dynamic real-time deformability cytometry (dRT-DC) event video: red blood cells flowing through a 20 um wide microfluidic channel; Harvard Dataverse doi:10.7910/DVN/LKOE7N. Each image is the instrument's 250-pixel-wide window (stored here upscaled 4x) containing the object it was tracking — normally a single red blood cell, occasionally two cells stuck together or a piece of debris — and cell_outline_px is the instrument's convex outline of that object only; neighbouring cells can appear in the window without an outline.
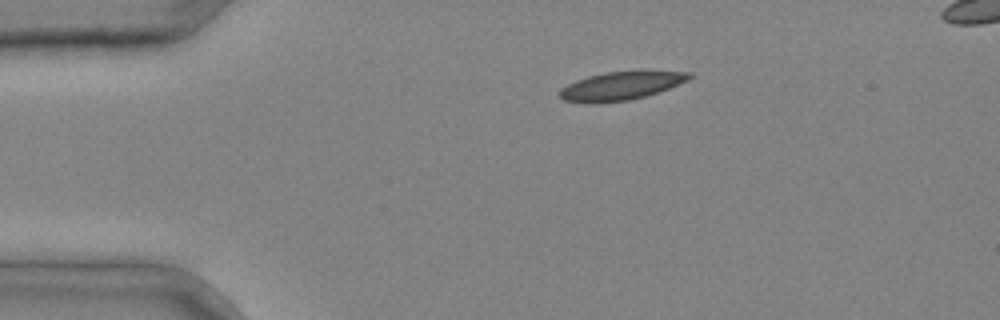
{"species": "common noctule bat (a hibernating species)", "species_latin": "Nyctalus noctula", "temperature_condition": "cold", "stored_images_in_passage": 3, "segment_of_instrument_passage": [1, 2], "camera_frame_rate_fps": 3000, "um_per_image_px": 0.085, "animal": {"sex": "male", "body_mass_g": 20.4}, "frame": {"image": 1, "passage_image": 1, "time_ms": 0.0, "image_size_px": [1000, 320], "cell_outline_px": [[692, 76], [688, 80], [668, 88], [644, 96], [628, 100], [564, 100], [556, 96], [560, 88], [576, 80], [588, 76], [604, 72], [640, 68], [692, 72]], "centroid_in_image_um": [52.89, 7.19], "position_along_channel_um": 32.1, "area_um2": 21.39}}